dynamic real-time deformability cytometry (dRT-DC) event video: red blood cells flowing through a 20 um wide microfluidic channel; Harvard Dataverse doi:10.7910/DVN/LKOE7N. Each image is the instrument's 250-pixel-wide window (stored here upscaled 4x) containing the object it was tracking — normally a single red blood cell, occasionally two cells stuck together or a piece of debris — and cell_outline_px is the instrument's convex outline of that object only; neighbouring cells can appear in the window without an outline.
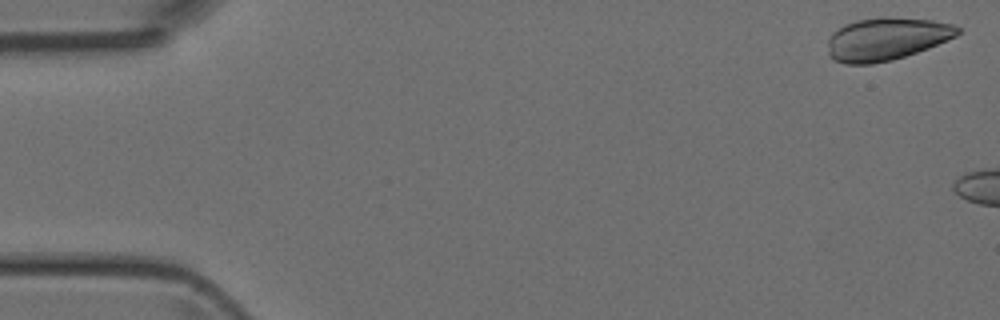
{"species": "Egyptian fruit bat (a non-hibernating species)", "species_latin": "Rousettus aegyptiacus", "temperature_condition": "room temperature", "stored_images_in_passage": 5, "camera_frame_rate_fps": 3000, "um_per_image_px": 0.085, "animal": {"sex": "female"}, "frame": {"image": 1, "passage_image": 1, "time_ms": 0.0, "image_size_px": [1000, 320], "cell_outline_px": [[960, 32], [956, 36], [948, 40], [928, 48], [892, 60], [872, 64], [844, 64], [828, 56], [828, 40], [832, 32], [844, 24], [856, 20], [932, 20], [952, 24], [960, 28]], "centroid_in_image_um": [75.31, 3.36], "position_along_channel_um": 9.7, "area_um2": 31.39}}